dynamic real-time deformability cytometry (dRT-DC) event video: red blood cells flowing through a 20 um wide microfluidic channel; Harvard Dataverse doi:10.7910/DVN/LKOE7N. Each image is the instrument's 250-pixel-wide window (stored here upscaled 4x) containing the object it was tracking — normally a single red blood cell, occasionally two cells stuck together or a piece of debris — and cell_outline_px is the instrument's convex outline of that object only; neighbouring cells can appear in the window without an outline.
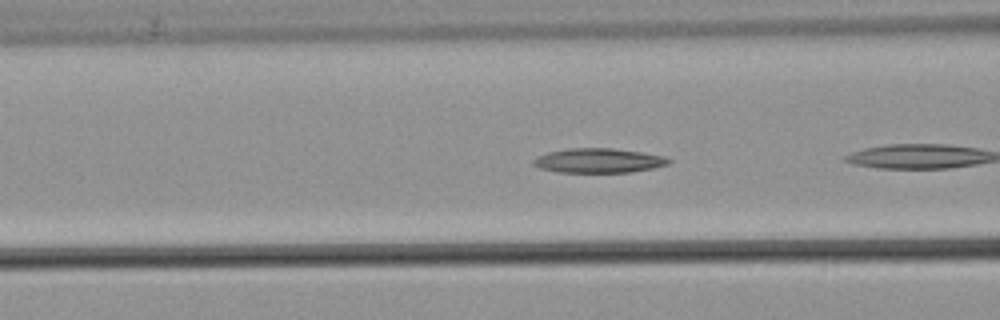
{"species": "common noctule bat (a hibernating species)", "species_latin": "Nyctalus noctula", "temperature_condition": "warm", "stored_images_in_passage": 5, "camera_frame_rate_fps": 3000, "um_per_image_px": 0.085, "animal": {"sex": "male", "body_mass_g": 21.5, "forearm_length_mm": 52.0}, "frame": {"image": 1, "passage_image": 4, "time_ms": 1.0, "image_size_px": [1000, 320], "cell_outline_px": [[672, 160], [668, 164], [652, 168], [632, 172], [556, 172], [540, 168], [532, 164], [532, 160], [536, 156], [548, 152], [568, 148], [612, 148], [644, 152], [664, 156]], "centroid_in_image_um": [50.86, 13.64], "position_along_channel_um": 115.7, "area_um2": 19.42}}